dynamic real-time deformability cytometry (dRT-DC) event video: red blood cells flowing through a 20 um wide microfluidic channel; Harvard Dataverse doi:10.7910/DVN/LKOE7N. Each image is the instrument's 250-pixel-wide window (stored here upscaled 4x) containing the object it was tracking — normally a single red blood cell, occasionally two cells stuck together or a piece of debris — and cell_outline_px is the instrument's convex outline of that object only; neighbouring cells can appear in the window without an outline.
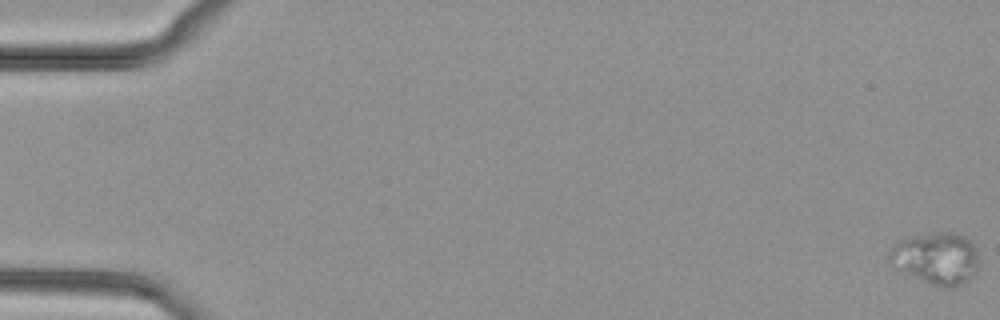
{"species": "common noctule bat (a hibernating species)", "species_latin": "Nyctalus noctula", "temperature_condition": "cold", "stored_images_in_passage": 52, "camera_frame_rate_fps": 3000, "um_per_image_px": 0.085, "animal": {"sex": "female", "body_mass_g": 29.2, "forearm_length_mm": 56.3}, "frame": {"image": 1, "passage_image": 1, "time_ms": 0.0, "image_size_px": [1000, 320], "cell_outline_px": [[976, 272], [964, 284], [952, 288], [940, 288], [904, 272], [888, 264], [888, 252], [900, 240], [940, 232], [956, 232], [964, 236], [976, 248]], "centroid_in_image_um": [79.57, 21.99], "position_along_channel_um": 5.4, "area_um2": 26.82}}
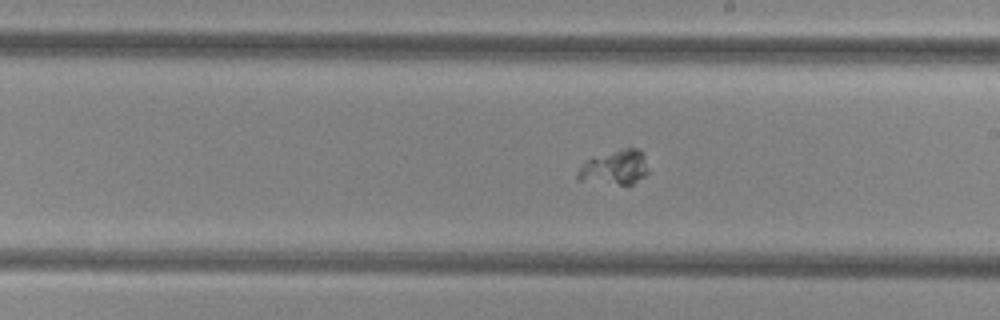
{"frame": {"image": 2, "passage_image": 31, "time_ms": 10.0, "image_size_px": [1000, 320], "cell_outline_px": [[648, 172], [644, 176], [632, 184], [620, 184], [576, 180], [576, 172], [580, 164], [592, 156], [624, 148], [636, 148], [644, 156]], "centroid_in_image_um": [52.18, 14.22], "position_along_channel_um": 236.8, "area_um2": 14.22}}
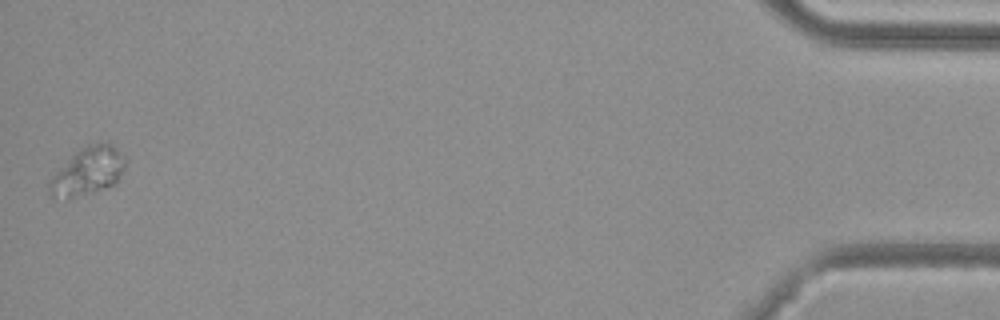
{"frame": {"image": 3, "passage_image": 52, "time_ms": 17.0, "image_size_px": [1000, 320], "cell_outline_px": [[128, 160], [116, 184], [68, 200], [52, 200], [48, 188], [48, 184], [72, 156], [80, 148], [88, 144], [112, 144]], "centroid_in_image_um": [7.48, 14.61], "position_along_channel_um": 427.7, "area_um2": 20.98}}